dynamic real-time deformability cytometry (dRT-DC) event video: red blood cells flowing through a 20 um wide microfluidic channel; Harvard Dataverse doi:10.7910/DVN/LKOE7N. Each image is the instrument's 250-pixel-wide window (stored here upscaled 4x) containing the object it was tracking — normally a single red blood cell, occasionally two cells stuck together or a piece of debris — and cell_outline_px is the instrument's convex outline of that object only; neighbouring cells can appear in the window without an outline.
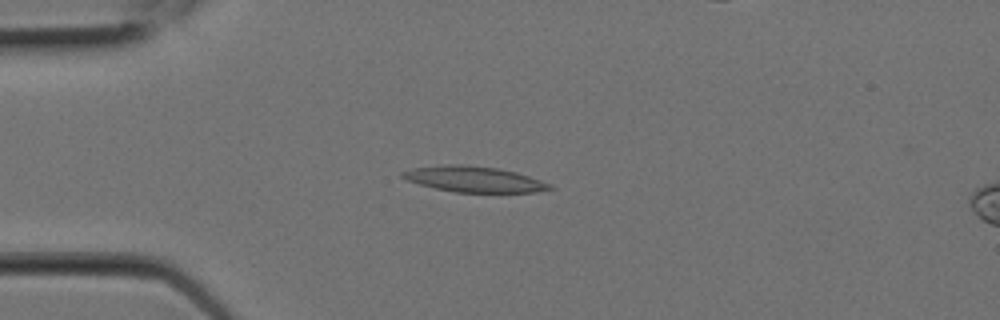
{"species": "Egyptian fruit bat (a non-hibernating species)", "species_latin": "Rousettus aegyptiacus", "temperature_condition": "room temperature", "stored_images_in_passage": 6, "camera_frame_rate_fps": 3000, "um_per_image_px": 0.085, "animal": {"sex": "female"}, "frame": {"image": 1, "passage_image": 5, "time_ms": 1.333, "image_size_px": [1000, 320], "cell_outline_px": [[556, 188], [536, 192], [456, 192], [436, 188], [420, 184], [408, 180], [400, 176], [400, 172], [412, 168], [444, 164], [460, 164], [500, 168], [516, 172], [552, 184]], "centroid_in_image_um": [40.31, 15.22], "position_along_channel_um": 44.7, "area_um2": 22.08}}